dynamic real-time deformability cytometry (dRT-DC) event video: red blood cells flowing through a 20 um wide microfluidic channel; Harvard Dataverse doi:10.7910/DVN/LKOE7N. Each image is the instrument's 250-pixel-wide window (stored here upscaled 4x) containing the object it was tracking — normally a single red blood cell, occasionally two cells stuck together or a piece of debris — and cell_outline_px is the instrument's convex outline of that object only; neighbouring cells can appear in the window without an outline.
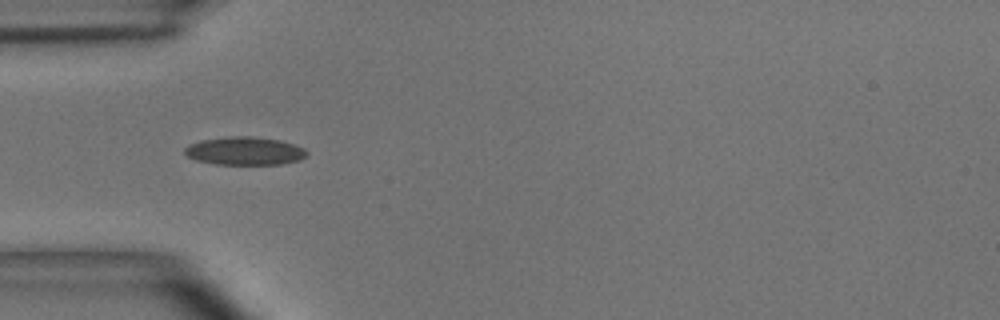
{"species": "common noctule bat (a hibernating species)", "species_latin": "Nyctalus noctula", "temperature_condition": "room temperature", "stored_images_in_passage": 5, "camera_frame_rate_fps": 3000, "um_per_image_px": 0.085, "animal": {"sex": "male", "body_mass_g": 15.6}, "frame": {"image": 1, "passage_image": 1, "time_ms": 0.0, "image_size_px": [1000, 320], "cell_outline_px": [[308, 152], [300, 160], [280, 164], [216, 164], [196, 160], [188, 156], [184, 152], [184, 148], [188, 144], [200, 140], [228, 136], [252, 136], [280, 140], [304, 148]], "centroid_in_image_um": [20.77, 12.82], "position_along_channel_um": 64.2, "area_um2": 20.0}}